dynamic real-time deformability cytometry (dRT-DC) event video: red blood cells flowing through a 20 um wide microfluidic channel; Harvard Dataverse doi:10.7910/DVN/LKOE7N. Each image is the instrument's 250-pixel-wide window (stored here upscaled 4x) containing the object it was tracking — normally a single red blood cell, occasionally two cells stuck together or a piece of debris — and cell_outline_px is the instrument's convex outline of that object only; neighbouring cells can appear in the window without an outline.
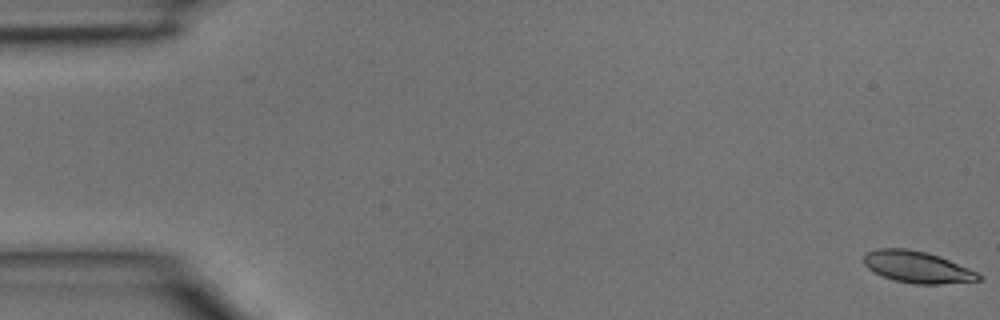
{"species": "common noctule bat (a hibernating species)", "species_latin": "Nyctalus noctula", "temperature_condition": "room temperature", "stored_images_in_passage": 4, "camera_frame_rate_fps": 3000, "um_per_image_px": 0.085, "animal": {"sex": "male", "body_mass_g": 15.6}, "frame": {"image": 1, "passage_image": 1, "time_ms": 0.0, "image_size_px": [1000, 320], "cell_outline_px": [[984, 276], [980, 280], [940, 284], [916, 284], [896, 280], [884, 276], [868, 268], [864, 264], [864, 252], [876, 248], [908, 248], [928, 252], [940, 256], [968, 268]], "centroid_in_image_um": [77.96, 22.67], "position_along_channel_um": 7.0, "area_um2": 21.15}}
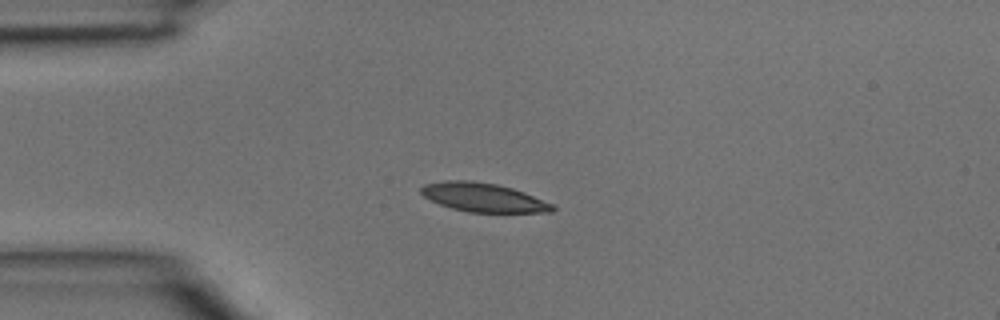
{"frame": {"image": 2, "passage_image": 4, "time_ms": 1.0, "image_size_px": [1000, 320], "cell_outline_px": [[556, 208], [552, 212], [468, 212], [452, 208], [440, 204], [424, 196], [420, 192], [420, 188], [424, 184], [444, 180], [464, 180], [496, 184], [512, 188], [524, 192], [552, 204]], "centroid_in_image_um": [41.06, 16.78], "position_along_channel_um": 43.9, "area_um2": 21.85}}